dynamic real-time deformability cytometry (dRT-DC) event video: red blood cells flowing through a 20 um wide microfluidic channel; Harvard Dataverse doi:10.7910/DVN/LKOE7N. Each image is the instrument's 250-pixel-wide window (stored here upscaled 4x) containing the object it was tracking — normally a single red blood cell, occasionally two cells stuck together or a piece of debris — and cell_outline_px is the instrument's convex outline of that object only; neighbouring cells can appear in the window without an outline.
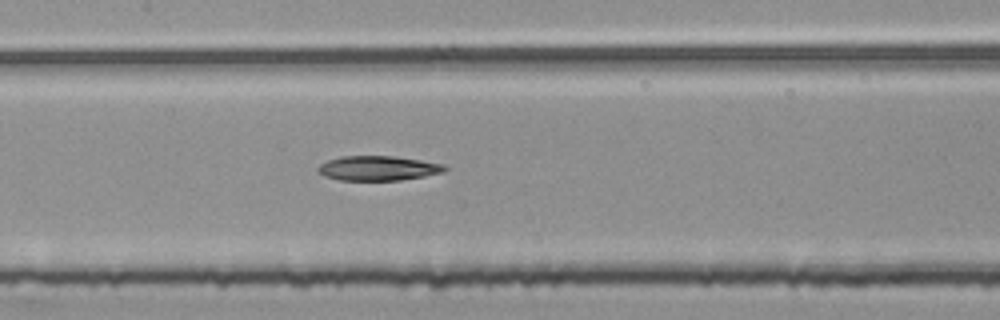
{"species": "common noctule bat (a hibernating species)", "species_latin": "Nyctalus noctula", "temperature_condition": "room temperature", "stored_images_in_passage": 52, "segment_of_instrument_passage": [2, 2], "camera_frame_rate_fps": 3000, "um_per_image_px": 0.085, "animal": {"sex": "female", "body_mass_g": 25.1}, "frame": {"image": 1, "passage_image": 24, "time_ms": 7.667, "image_size_px": [1000, 320], "cell_outline_px": [[448, 168], [444, 172], [424, 176], [400, 180], [340, 180], [324, 176], [316, 168], [320, 164], [328, 160], [344, 156], [392, 156], [420, 160], [444, 164]], "centroid_in_image_um": [32.15, 14.3], "position_along_channel_um": 175.3, "area_um2": 18.09}}
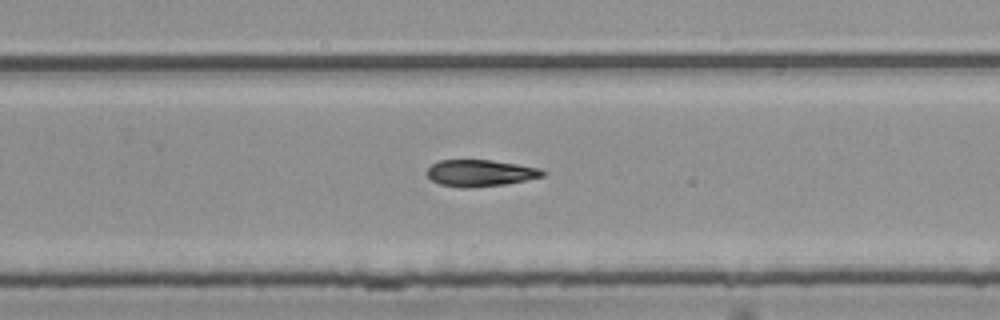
{"frame": {"image": 2, "passage_image": 33, "time_ms": 10.667, "image_size_px": [1000, 320], "cell_outline_px": [[548, 172], [544, 176], [504, 184], [468, 188], [460, 188], [440, 184], [432, 180], [428, 176], [428, 168], [432, 164], [440, 160], [492, 160], [540, 168]], "centroid_in_image_um": [40.83, 14.71], "position_along_channel_um": 289.0, "area_um2": 17.86}}
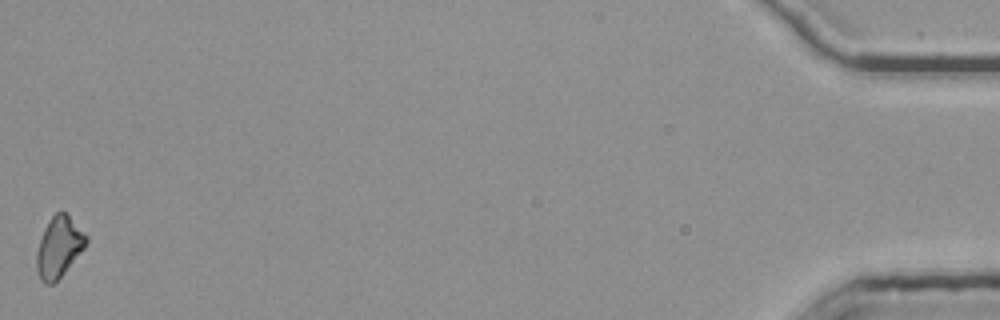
{"frame": {"image": 3, "passage_image": 52, "time_ms": 17.0, "image_size_px": [1000, 320], "cell_outline_px": [[88, 240], [84, 248], [64, 272], [52, 284], [44, 284], [40, 280], [36, 268], [36, 252], [44, 228], [48, 220], [56, 212], [64, 212], [88, 236]], "centroid_in_image_um": [4.98, 21.01], "position_along_channel_um": 430.2, "area_um2": 17.28}}